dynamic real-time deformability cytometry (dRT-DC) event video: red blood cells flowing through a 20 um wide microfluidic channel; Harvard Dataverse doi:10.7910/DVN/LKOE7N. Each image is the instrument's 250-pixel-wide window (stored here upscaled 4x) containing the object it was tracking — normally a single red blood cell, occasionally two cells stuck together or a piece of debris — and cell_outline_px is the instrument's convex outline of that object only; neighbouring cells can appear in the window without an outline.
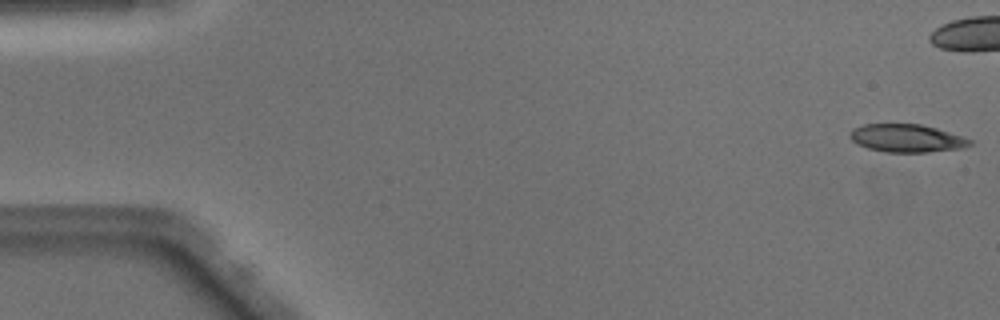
{"species": "Egyptian fruit bat (a non-hibernating species)", "species_latin": "Rousettus aegyptiacus", "temperature_condition": "warm", "stored_images_in_passage": 50, "camera_frame_rate_fps": 3000, "um_per_image_px": 0.085, "animal": {"sex": "male"}, "frame": {"image": 1, "passage_image": 1, "time_ms": 0.0, "image_size_px": [1000, 320], "cell_outline_px": [[972, 144], [964, 148], [928, 152], [884, 152], [868, 148], [852, 140], [852, 128], [864, 124], [920, 124], [936, 128], [964, 136], [972, 140]], "centroid_in_image_um": [77.14, 11.75], "position_along_channel_um": 7.9, "area_um2": 19.42}}
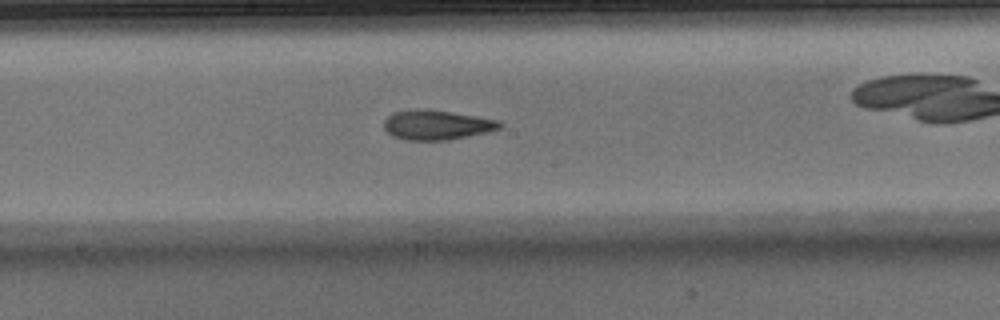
{"frame": {"image": 2, "passage_image": 26, "time_ms": 8.333, "image_size_px": [1000, 320], "cell_outline_px": [[504, 124], [500, 128], [488, 132], [448, 140], [404, 140], [392, 136], [384, 128], [384, 120], [392, 112], [412, 108], [416, 108], [452, 112], [500, 120]], "centroid_in_image_um": [37.11, 10.61], "position_along_channel_um": 211.1, "area_um2": 20.23}}
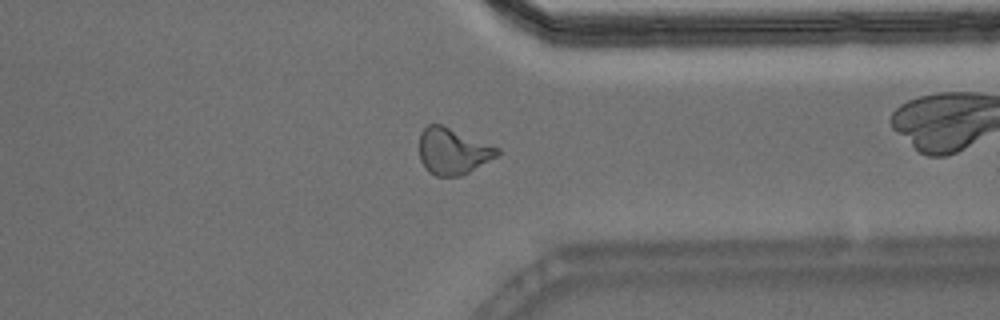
{"frame": {"image": 3, "passage_image": 38, "time_ms": 12.333, "image_size_px": [1000, 320], "cell_outline_px": [[500, 152], [496, 156], [468, 172], [460, 176], [436, 176], [428, 172], [420, 160], [420, 132], [428, 124], [440, 124], [500, 148]], "centroid_in_image_um": [38.46, 12.85], "position_along_channel_um": 372.9, "area_um2": 20.75}, "authors_computed_cell_mechanics": {"area_um2": 20.2589, "velocity_mm_per_s": 4.1053, "shape_relaxation_time_tau1_ms": 5.9372, "shape_relaxation_time_tau2_ms": 2.3184, "deformation_change_tau1": 0.211, "deformation_change_tau2": 0.1071}}